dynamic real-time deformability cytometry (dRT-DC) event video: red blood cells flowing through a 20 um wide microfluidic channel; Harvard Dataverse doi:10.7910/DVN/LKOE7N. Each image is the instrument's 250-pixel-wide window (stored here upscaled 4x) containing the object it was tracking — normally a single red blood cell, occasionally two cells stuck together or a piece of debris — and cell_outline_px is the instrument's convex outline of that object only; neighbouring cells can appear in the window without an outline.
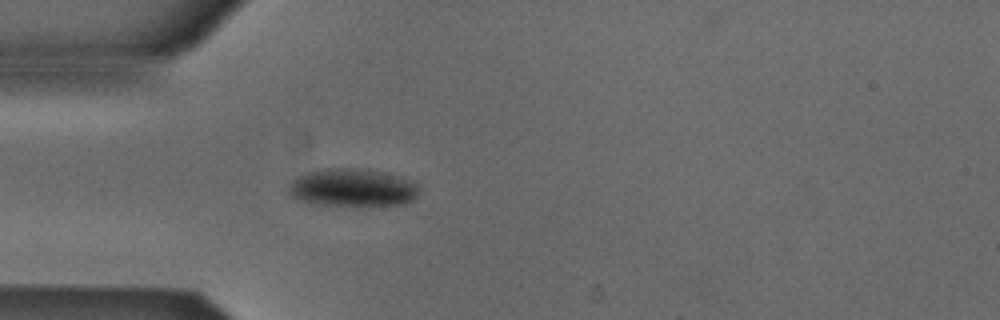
{"species": "Egyptian fruit bat (a non-hibernating species)", "species_latin": "Rousettus aegyptiacus", "temperature_condition": "cold", "stored_images_in_passage": 3, "camera_frame_rate_fps": 3000, "um_per_image_px": 0.085, "animal": {"sex": "male"}, "frame": {"image": 1, "passage_image": 3, "time_ms": 0.667, "image_size_px": [1000, 320], "cell_outline_px": [[416, 196], [412, 200], [404, 204], [308, 204], [292, 196], [288, 192], [288, 184], [296, 176], [304, 172], [324, 168], [368, 168], [388, 172], [412, 180], [416, 184]], "centroid_in_image_um": [29.91, 15.9], "position_along_channel_um": 55.1, "area_um2": 28.84}}